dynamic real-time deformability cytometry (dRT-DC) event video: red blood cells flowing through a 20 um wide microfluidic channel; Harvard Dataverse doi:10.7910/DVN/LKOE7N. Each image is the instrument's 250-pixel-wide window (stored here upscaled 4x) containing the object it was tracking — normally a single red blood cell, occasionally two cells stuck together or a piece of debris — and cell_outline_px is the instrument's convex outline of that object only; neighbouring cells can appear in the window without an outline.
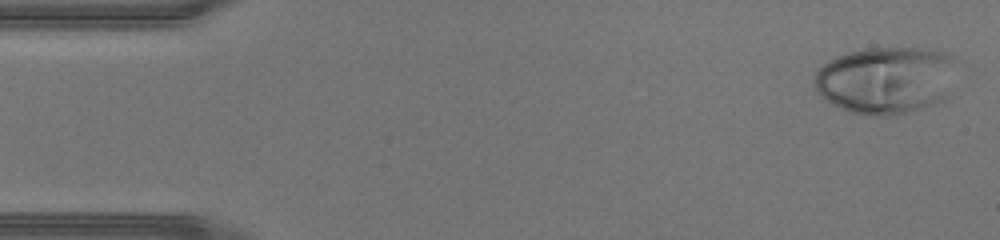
{"species": "human", "species_latin": "Homo sapiens", "temperature_condition": "warm", "stored_images_in_passage": 43, "camera_frame_rate_fps": 3000, "um_per_image_px": 0.085, "donor": {"sex": "male"}, "frame": {"image": 1, "passage_image": 1, "time_ms": 0.0, "image_size_px": [1000, 240], "cell_outline_px": [[960, 60], [948, 96], [944, 100], [936, 104], [888, 116], [864, 116], [848, 112], [832, 104], [820, 96], [816, 92], [812, 84], [812, 80], [816, 68], [828, 60], [848, 52], [868, 48], [916, 48], [944, 52]], "centroid_in_image_um": [75.3, 6.81], "position_along_channel_um": 9.7, "area_um2": 57.11}}
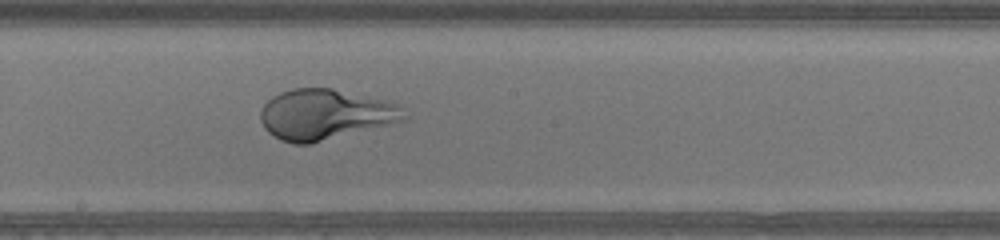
{"frame": {"image": 2, "passage_image": 23, "time_ms": 7.333, "image_size_px": [1000, 240], "cell_outline_px": [[408, 120], [312, 144], [296, 144], [280, 140], [268, 132], [264, 128], [260, 120], [260, 112], [264, 104], [272, 96], [280, 92], [292, 88], [332, 88], [388, 100], [400, 104], [404, 108], [408, 116]], "centroid_in_image_um": [27.69, 9.73], "position_along_channel_um": 220.5, "area_um2": 43.0}}
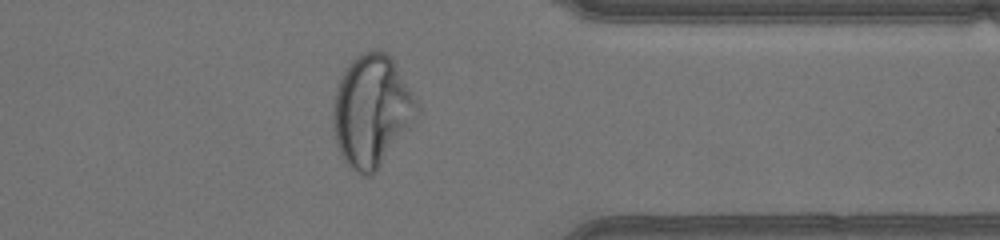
{"frame": {"image": 3, "passage_image": 34, "time_ms": 11.0, "image_size_px": [1000, 240], "cell_outline_px": [[420, 112], [376, 172], [372, 176], [360, 176], [344, 160], [336, 144], [332, 128], [332, 108], [336, 88], [340, 76], [344, 68], [356, 56], [372, 48], [380, 48], [392, 60], [420, 104]], "centroid_in_image_um": [31.56, 9.42], "position_along_channel_um": 379.8, "area_um2": 54.85}}